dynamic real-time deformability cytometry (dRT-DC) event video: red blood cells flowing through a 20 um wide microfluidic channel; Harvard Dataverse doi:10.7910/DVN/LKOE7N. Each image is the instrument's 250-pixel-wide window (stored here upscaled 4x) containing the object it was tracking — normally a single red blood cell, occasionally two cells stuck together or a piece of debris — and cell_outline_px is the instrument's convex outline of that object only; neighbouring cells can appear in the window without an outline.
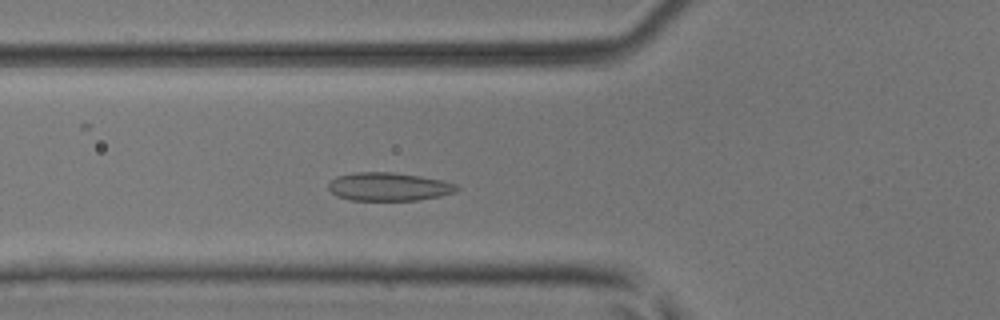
{"species": "common noctule bat (a hibernating species)", "species_latin": "Nyctalus noctula", "temperature_condition": "room temperature", "stored_images_in_passage": 45, "camera_frame_rate_fps": 3000, "um_per_image_px": 0.085, "animal": {"sex": "male", "body_mass_g": 17.9, "forearm_length_mm": 54.2}, "frame": {"image": 1, "passage_image": 13, "time_ms": 4.0, "image_size_px": [1000, 320], "cell_outline_px": [[460, 188], [456, 192], [440, 196], [416, 200], [352, 200], [336, 196], [328, 188], [328, 184], [336, 176], [356, 172], [392, 172], [420, 176], [444, 180], [456, 184]], "centroid_in_image_um": [33.06, 15.86], "position_along_channel_um": 92.7, "area_um2": 21.21}}
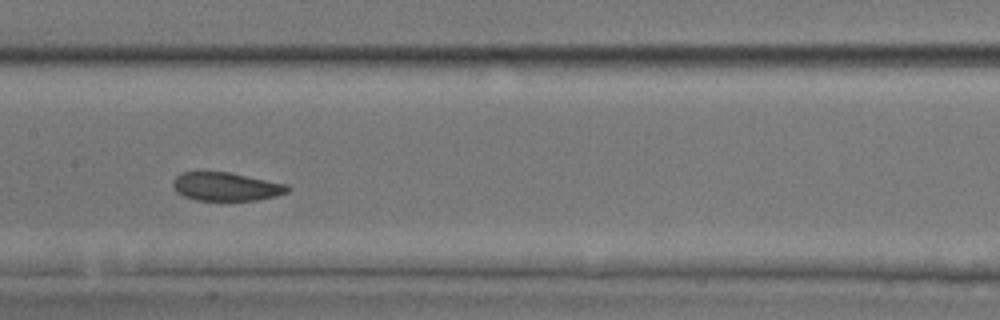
{"frame": {"image": 2, "passage_image": 20, "time_ms": 6.333, "image_size_px": [1000, 320], "cell_outline_px": [[292, 188], [288, 192], [276, 196], [256, 200], [196, 200], [184, 196], [176, 192], [172, 184], [172, 180], [180, 172], [228, 172], [288, 184]], "centroid_in_image_um": [19.22, 15.86], "position_along_channel_um": 188.2, "area_um2": 19.07}}
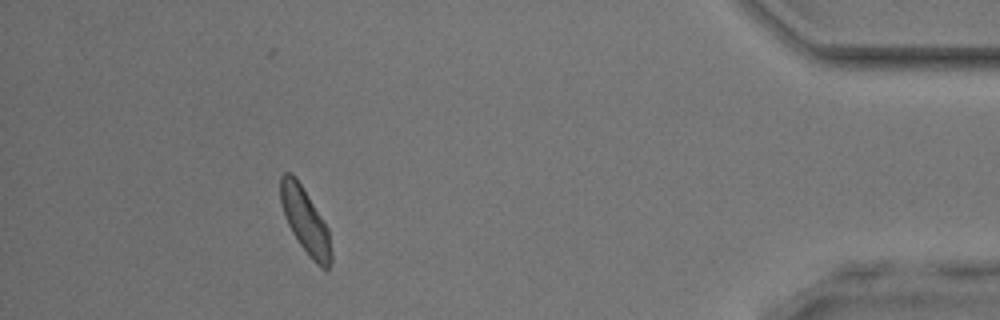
{"frame": {"image": 3, "passage_image": 40, "time_ms": 13.0, "image_size_px": [1000, 320], "cell_outline_px": [[332, 260], [328, 272], [316, 264], [312, 260], [300, 244], [292, 232], [284, 216], [280, 204], [280, 176], [284, 172], [292, 172], [308, 196], [328, 228], [332, 252]], "centroid_in_image_um": [25.95, 18.8], "position_along_channel_um": 409.3, "area_um2": 19.31}}